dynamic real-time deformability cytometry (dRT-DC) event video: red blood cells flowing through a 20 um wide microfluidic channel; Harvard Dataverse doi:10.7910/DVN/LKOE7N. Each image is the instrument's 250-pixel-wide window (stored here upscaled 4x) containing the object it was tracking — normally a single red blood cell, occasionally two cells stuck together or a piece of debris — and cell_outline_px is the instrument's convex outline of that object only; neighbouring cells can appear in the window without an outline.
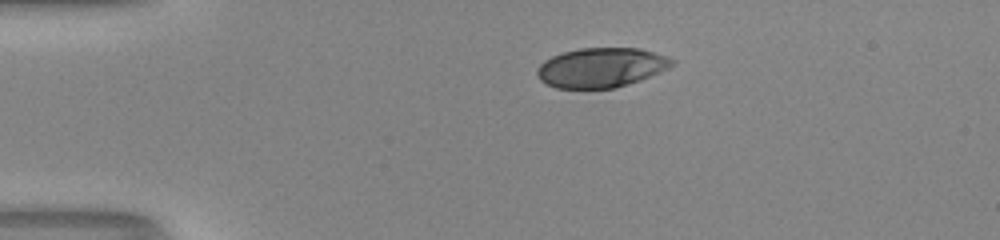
{"species": "human", "species_latin": "Homo sapiens", "temperature_condition": "room temperature", "stored_images_in_passage": 36, "camera_frame_rate_fps": 3000, "um_per_image_px": 0.085, "donor": {"sex": "male"}, "frame": {"image": 1, "passage_image": 1, "time_ms": 0.0, "image_size_px": [1000, 240], "cell_outline_px": [[676, 60], [668, 68], [660, 72], [640, 80], [616, 88], [556, 88], [540, 80], [536, 76], [536, 68], [544, 60], [552, 56], [564, 52], [580, 48], [636, 48], [652, 52]], "centroid_in_image_um": [51.06, 5.75], "position_along_channel_um": 33.9, "area_um2": 30.98}}
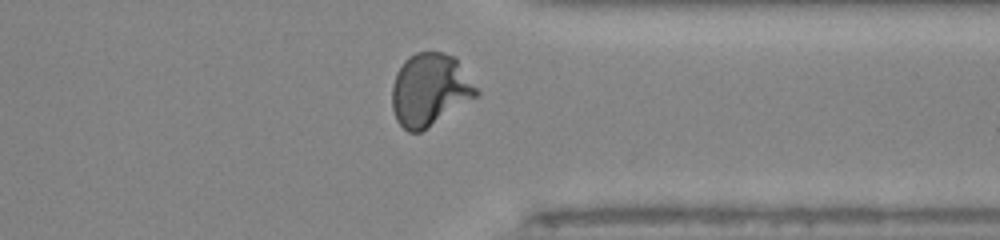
{"frame": {"image": 2, "passage_image": 30, "time_ms": 9.667, "image_size_px": [1000, 240], "cell_outline_px": [[480, 92], [476, 96], [420, 132], [408, 132], [396, 120], [392, 108], [392, 84], [396, 72], [404, 60], [408, 56], [416, 52], [444, 52], [456, 56]], "centroid_in_image_um": [36.51, 7.59], "position_along_channel_um": 374.9, "area_um2": 35.6}}
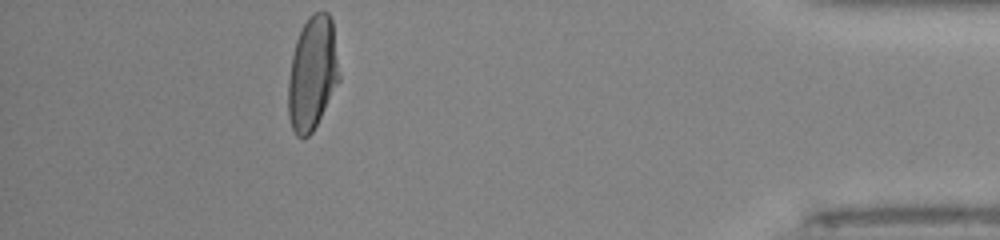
{"frame": {"image": 3, "passage_image": 36, "time_ms": 11.667, "image_size_px": [1000, 240], "cell_outline_px": [[340, 80], [312, 132], [308, 136], [296, 136], [292, 128], [288, 116], [288, 80], [292, 56], [296, 40], [308, 16], [312, 12], [328, 12], [332, 20], [340, 76]], "centroid_in_image_um": [26.55, 6.22], "position_along_channel_um": 408.7, "area_um2": 33.64}, "authors_computed_cell_mechanics": {"area_um2": 33.3795, "velocity_mm_per_s": 4.1349, "shape_relaxation_time_tau1_ms": 5.3308, "shape_relaxation_time_tau2_ms": null, "deformation_change_tau1": 0.2408, "deformation_change_tau2": null}}